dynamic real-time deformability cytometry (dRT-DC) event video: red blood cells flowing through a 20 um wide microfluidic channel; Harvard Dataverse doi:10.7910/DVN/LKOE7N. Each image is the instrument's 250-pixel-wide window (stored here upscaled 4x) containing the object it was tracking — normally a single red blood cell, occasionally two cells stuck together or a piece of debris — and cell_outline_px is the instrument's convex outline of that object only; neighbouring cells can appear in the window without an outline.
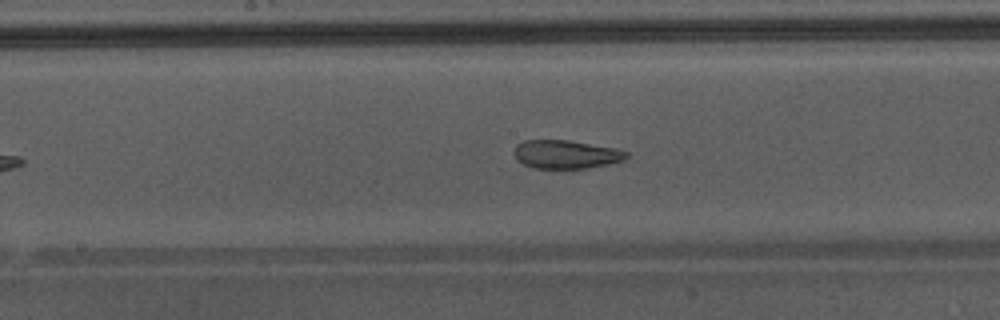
{"species": "Egyptian fruit bat (a non-hibernating species)", "species_latin": "Rousettus aegyptiacus", "temperature_condition": "warm", "stored_images_in_passage": 39, "camera_frame_rate_fps": 3000, "um_per_image_px": 0.085, "animal": {"sex": "male"}, "frame": {"image": 1, "passage_image": 17, "time_ms": 5.333, "image_size_px": [1000, 320], "cell_outline_px": [[628, 156], [624, 160], [588, 168], [532, 168], [516, 160], [512, 152], [516, 144], [524, 140], [568, 140], [616, 148], [628, 152]], "centroid_in_image_um": [48.06, 13.11], "position_along_channel_um": 200.1, "area_um2": 18.73}, "authors_computed_cell_mechanics": {"area_um2": 22.0796, "velocity_mm_per_s": 4.3261, "shape_relaxation_time_tau1_ms": null, "shape_relaxation_time_tau2_ms": 1.544, "deformation_change_tau1": null, "deformation_change_tau2": 0.0825}}